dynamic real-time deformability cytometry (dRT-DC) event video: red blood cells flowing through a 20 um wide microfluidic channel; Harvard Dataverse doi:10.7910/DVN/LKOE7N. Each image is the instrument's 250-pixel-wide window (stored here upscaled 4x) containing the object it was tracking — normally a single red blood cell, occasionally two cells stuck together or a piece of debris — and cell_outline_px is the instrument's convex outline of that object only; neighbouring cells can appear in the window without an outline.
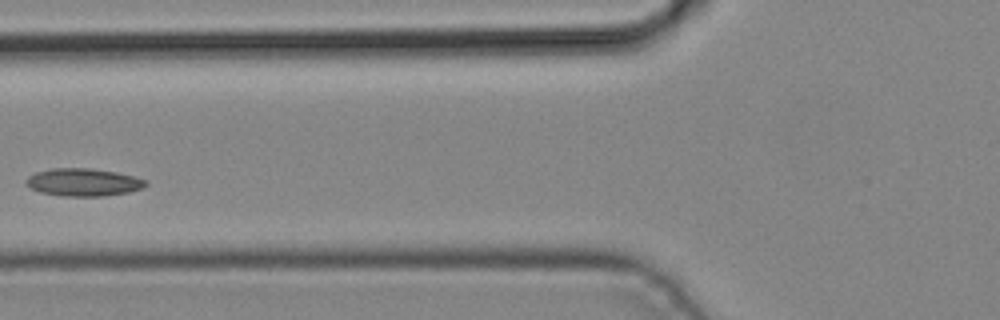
{"species": "common noctule bat (a hibernating species)", "species_latin": "Nyctalus noctula", "temperature_condition": "cold", "stored_images_in_passage": 6, "camera_frame_rate_fps": 3000, "um_per_image_px": 0.085, "animal": {"sex": "male", "body_mass_g": 19.2, "forearm_length_mm": 51.8}, "frame": {"image": 1, "passage_image": 6, "time_ms": 1.667, "image_size_px": [1000, 320], "cell_outline_px": [[148, 184], [140, 188], [128, 192], [100, 196], [60, 196], [40, 192], [28, 188], [24, 180], [28, 176], [36, 172], [52, 168], [88, 168], [116, 172], [148, 180]], "centroid_in_image_um": [7.03, 15.49], "position_along_channel_um": 118.8, "area_um2": 19.31}}